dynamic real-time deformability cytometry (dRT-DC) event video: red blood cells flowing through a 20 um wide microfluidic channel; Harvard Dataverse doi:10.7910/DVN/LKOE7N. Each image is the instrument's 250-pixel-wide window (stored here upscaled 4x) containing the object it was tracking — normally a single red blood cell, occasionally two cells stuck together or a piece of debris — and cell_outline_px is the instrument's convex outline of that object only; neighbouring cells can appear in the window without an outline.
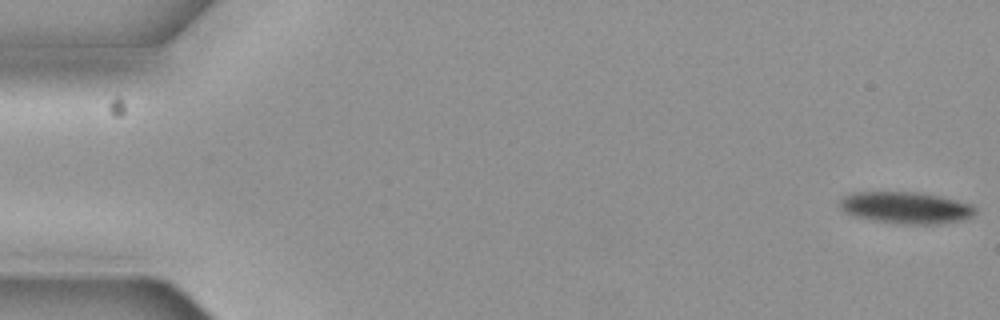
{"species": "common noctule bat (a hibernating species)", "species_latin": "Nyctalus noctula", "temperature_condition": "cold", "stored_images_in_passage": 4, "camera_frame_rate_fps": 3000, "um_per_image_px": 0.085, "animal": {"sex": "female", "body_mass_g": 19.3, "forearm_length_mm": 54.1}, "frame": {"image": 1, "passage_image": 1, "time_ms": 0.0, "image_size_px": [1000, 320], "cell_outline_px": [[976, 212], [972, 216], [964, 220], [944, 224], [904, 224], [872, 220], [852, 216], [844, 212], [836, 204], [836, 200], [840, 196], [852, 192], [920, 192], [940, 196], [972, 204], [976, 208]], "centroid_in_image_um": [76.94, 17.65], "position_along_channel_um": 8.1, "area_um2": 25.72}}